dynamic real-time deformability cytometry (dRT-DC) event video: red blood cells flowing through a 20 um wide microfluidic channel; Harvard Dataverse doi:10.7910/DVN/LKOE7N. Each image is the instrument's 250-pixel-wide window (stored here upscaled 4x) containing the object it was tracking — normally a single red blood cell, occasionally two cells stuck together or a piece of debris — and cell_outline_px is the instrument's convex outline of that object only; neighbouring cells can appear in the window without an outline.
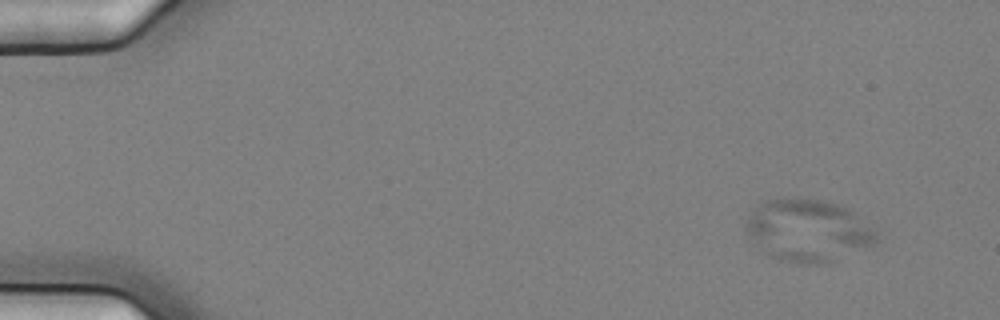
{"species": "common noctule bat (a hibernating species)", "species_latin": "Nyctalus noctula", "temperature_condition": "cold", "stored_images_in_passage": 59, "camera_frame_rate_fps": 3000, "um_per_image_px": 0.085, "animal": {"sex": "female", "body_mass_g": 25.1}, "frame": {"image": 1, "passage_image": 7, "time_ms": 2.0, "image_size_px": [1000, 320], "cell_outline_px": [[880, 236], [872, 244], [832, 264], [796, 264], [780, 260], [768, 256], [748, 236], [744, 228], [744, 224], [748, 216], [760, 200], [792, 196], [800, 196], [824, 200], [848, 208], [876, 232]], "centroid_in_image_um": [68.62, 19.58], "position_along_channel_um": 16.4, "area_um2": 48.38}}
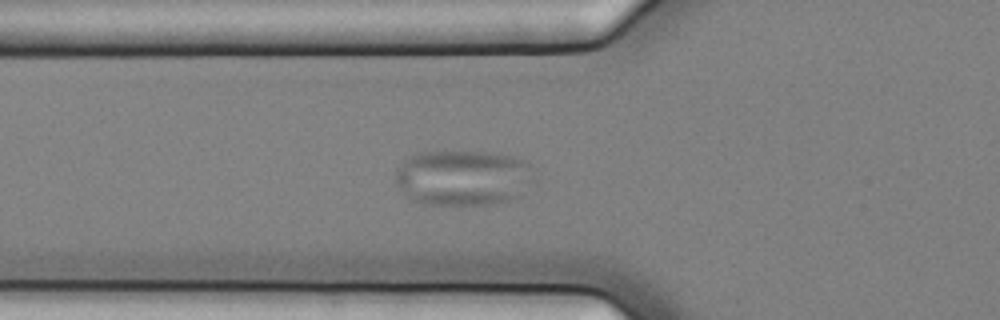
{"frame": {"image": 2, "passage_image": 23, "time_ms": 7.333, "image_size_px": [1000, 320], "cell_outline_px": [[536, 180], [520, 196], [512, 200], [496, 204], [428, 204], [412, 200], [396, 184], [396, 168], [408, 156], [416, 152], [492, 152], [512, 156], [528, 160], [532, 164]], "centroid_in_image_um": [39.44, 15.09], "position_along_channel_um": 86.4, "area_um2": 45.72}}
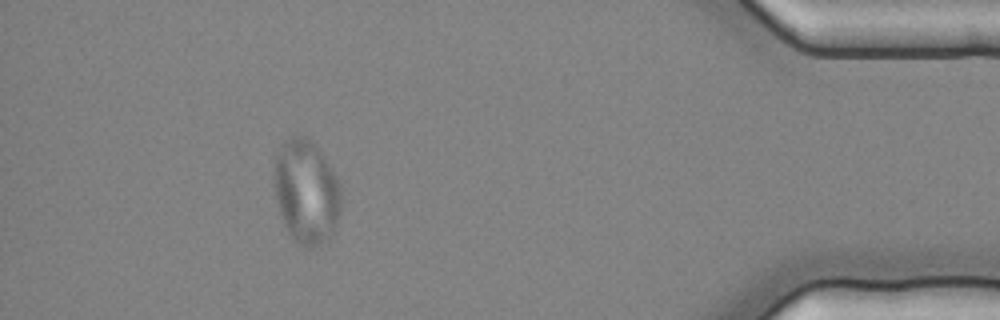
{"frame": {"image": 3, "passage_image": 54, "time_ms": 17.667, "image_size_px": [1000, 320], "cell_outline_px": [[340, 212], [332, 236], [312, 248], [308, 248], [300, 244], [288, 232], [284, 224], [276, 200], [272, 184], [276, 156], [280, 144], [288, 136], [300, 132], [312, 140], [324, 156], [340, 184]], "centroid_in_image_um": [26.0, 16.23], "position_along_channel_um": 409.2, "area_um2": 41.1}}